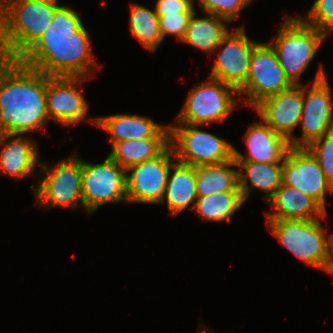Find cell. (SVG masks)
Listing matches in <instances>:
<instances>
[{
	"mask_svg": "<svg viewBox=\"0 0 333 333\" xmlns=\"http://www.w3.org/2000/svg\"><path fill=\"white\" fill-rule=\"evenodd\" d=\"M78 13L59 5L45 33L19 61L48 76L90 77L100 65Z\"/></svg>",
	"mask_w": 333,
	"mask_h": 333,
	"instance_id": "1",
	"label": "cell"
},
{
	"mask_svg": "<svg viewBox=\"0 0 333 333\" xmlns=\"http://www.w3.org/2000/svg\"><path fill=\"white\" fill-rule=\"evenodd\" d=\"M297 17L287 16L280 26L277 36L271 42L278 62L285 76L293 85L302 84L298 80L314 59L327 34L307 24Z\"/></svg>",
	"mask_w": 333,
	"mask_h": 333,
	"instance_id": "4",
	"label": "cell"
},
{
	"mask_svg": "<svg viewBox=\"0 0 333 333\" xmlns=\"http://www.w3.org/2000/svg\"><path fill=\"white\" fill-rule=\"evenodd\" d=\"M168 146L169 138L130 139L111 145L108 156L127 170L135 164L155 159Z\"/></svg>",
	"mask_w": 333,
	"mask_h": 333,
	"instance_id": "25",
	"label": "cell"
},
{
	"mask_svg": "<svg viewBox=\"0 0 333 333\" xmlns=\"http://www.w3.org/2000/svg\"><path fill=\"white\" fill-rule=\"evenodd\" d=\"M282 168L283 184L308 194L326 210L325 195L333 192V186L326 180L319 162L307 148L291 147Z\"/></svg>",
	"mask_w": 333,
	"mask_h": 333,
	"instance_id": "14",
	"label": "cell"
},
{
	"mask_svg": "<svg viewBox=\"0 0 333 333\" xmlns=\"http://www.w3.org/2000/svg\"><path fill=\"white\" fill-rule=\"evenodd\" d=\"M241 191H224L206 197H197L193 211L202 220L223 222L231 217L243 205Z\"/></svg>",
	"mask_w": 333,
	"mask_h": 333,
	"instance_id": "26",
	"label": "cell"
},
{
	"mask_svg": "<svg viewBox=\"0 0 333 333\" xmlns=\"http://www.w3.org/2000/svg\"><path fill=\"white\" fill-rule=\"evenodd\" d=\"M25 136L0 133V172L14 179L34 175L41 162L36 140Z\"/></svg>",
	"mask_w": 333,
	"mask_h": 333,
	"instance_id": "19",
	"label": "cell"
},
{
	"mask_svg": "<svg viewBox=\"0 0 333 333\" xmlns=\"http://www.w3.org/2000/svg\"><path fill=\"white\" fill-rule=\"evenodd\" d=\"M248 155L240 153L233 147L235 161H253L259 163H283L291 148L289 140L275 132L264 121L255 122L249 126L244 135Z\"/></svg>",
	"mask_w": 333,
	"mask_h": 333,
	"instance_id": "17",
	"label": "cell"
},
{
	"mask_svg": "<svg viewBox=\"0 0 333 333\" xmlns=\"http://www.w3.org/2000/svg\"><path fill=\"white\" fill-rule=\"evenodd\" d=\"M322 271H325L333 276V234L327 237L326 243V257Z\"/></svg>",
	"mask_w": 333,
	"mask_h": 333,
	"instance_id": "33",
	"label": "cell"
},
{
	"mask_svg": "<svg viewBox=\"0 0 333 333\" xmlns=\"http://www.w3.org/2000/svg\"><path fill=\"white\" fill-rule=\"evenodd\" d=\"M172 157L175 158V155L169 145L155 159L135 164L126 170L127 200L129 203H161L169 171L176 162L171 160Z\"/></svg>",
	"mask_w": 333,
	"mask_h": 333,
	"instance_id": "12",
	"label": "cell"
},
{
	"mask_svg": "<svg viewBox=\"0 0 333 333\" xmlns=\"http://www.w3.org/2000/svg\"><path fill=\"white\" fill-rule=\"evenodd\" d=\"M235 94L239 93L233 87L209 77L190 90L175 123L209 124V128L211 123L224 122L233 110H238Z\"/></svg>",
	"mask_w": 333,
	"mask_h": 333,
	"instance_id": "6",
	"label": "cell"
},
{
	"mask_svg": "<svg viewBox=\"0 0 333 333\" xmlns=\"http://www.w3.org/2000/svg\"><path fill=\"white\" fill-rule=\"evenodd\" d=\"M155 13L158 17L182 12H195L194 0H157Z\"/></svg>",
	"mask_w": 333,
	"mask_h": 333,
	"instance_id": "32",
	"label": "cell"
},
{
	"mask_svg": "<svg viewBox=\"0 0 333 333\" xmlns=\"http://www.w3.org/2000/svg\"><path fill=\"white\" fill-rule=\"evenodd\" d=\"M42 179L33 188L35 202L39 207L74 208L83 206L82 198V159L69 156L55 167H48L40 162ZM80 204V205H79Z\"/></svg>",
	"mask_w": 333,
	"mask_h": 333,
	"instance_id": "7",
	"label": "cell"
},
{
	"mask_svg": "<svg viewBox=\"0 0 333 333\" xmlns=\"http://www.w3.org/2000/svg\"><path fill=\"white\" fill-rule=\"evenodd\" d=\"M58 3L0 0V57L19 60L45 33Z\"/></svg>",
	"mask_w": 333,
	"mask_h": 333,
	"instance_id": "3",
	"label": "cell"
},
{
	"mask_svg": "<svg viewBox=\"0 0 333 333\" xmlns=\"http://www.w3.org/2000/svg\"><path fill=\"white\" fill-rule=\"evenodd\" d=\"M208 329H209V328H207V329L205 328L204 332L207 333V332H208ZM204 332H203V333H204ZM196 333H202V332L197 331Z\"/></svg>",
	"mask_w": 333,
	"mask_h": 333,
	"instance_id": "35",
	"label": "cell"
},
{
	"mask_svg": "<svg viewBox=\"0 0 333 333\" xmlns=\"http://www.w3.org/2000/svg\"><path fill=\"white\" fill-rule=\"evenodd\" d=\"M303 20L327 35L333 32V0H315Z\"/></svg>",
	"mask_w": 333,
	"mask_h": 333,
	"instance_id": "29",
	"label": "cell"
},
{
	"mask_svg": "<svg viewBox=\"0 0 333 333\" xmlns=\"http://www.w3.org/2000/svg\"><path fill=\"white\" fill-rule=\"evenodd\" d=\"M42 3H58V0H34Z\"/></svg>",
	"mask_w": 333,
	"mask_h": 333,
	"instance_id": "34",
	"label": "cell"
},
{
	"mask_svg": "<svg viewBox=\"0 0 333 333\" xmlns=\"http://www.w3.org/2000/svg\"><path fill=\"white\" fill-rule=\"evenodd\" d=\"M292 85L285 76L270 43L259 42L252 51L246 83L238 93L246 96L244 105L254 108L264 99Z\"/></svg>",
	"mask_w": 333,
	"mask_h": 333,
	"instance_id": "11",
	"label": "cell"
},
{
	"mask_svg": "<svg viewBox=\"0 0 333 333\" xmlns=\"http://www.w3.org/2000/svg\"><path fill=\"white\" fill-rule=\"evenodd\" d=\"M320 220H266V225L279 243L299 260L322 270L328 236Z\"/></svg>",
	"mask_w": 333,
	"mask_h": 333,
	"instance_id": "8",
	"label": "cell"
},
{
	"mask_svg": "<svg viewBox=\"0 0 333 333\" xmlns=\"http://www.w3.org/2000/svg\"><path fill=\"white\" fill-rule=\"evenodd\" d=\"M169 145L175 160L192 166L220 164L233 158V147L223 138L202 131V125L171 123Z\"/></svg>",
	"mask_w": 333,
	"mask_h": 333,
	"instance_id": "5",
	"label": "cell"
},
{
	"mask_svg": "<svg viewBox=\"0 0 333 333\" xmlns=\"http://www.w3.org/2000/svg\"><path fill=\"white\" fill-rule=\"evenodd\" d=\"M238 186L244 202L249 198L250 190L265 192L267 202L283 184L282 163H259L253 161H236ZM251 185H249V183Z\"/></svg>",
	"mask_w": 333,
	"mask_h": 333,
	"instance_id": "21",
	"label": "cell"
},
{
	"mask_svg": "<svg viewBox=\"0 0 333 333\" xmlns=\"http://www.w3.org/2000/svg\"><path fill=\"white\" fill-rule=\"evenodd\" d=\"M48 120L46 74L0 57V133L40 132Z\"/></svg>",
	"mask_w": 333,
	"mask_h": 333,
	"instance_id": "2",
	"label": "cell"
},
{
	"mask_svg": "<svg viewBox=\"0 0 333 333\" xmlns=\"http://www.w3.org/2000/svg\"><path fill=\"white\" fill-rule=\"evenodd\" d=\"M333 103L330 86L323 65L315 75L311 87L303 86V112L300 125L302 136L289 140L294 148H306L316 139L333 131Z\"/></svg>",
	"mask_w": 333,
	"mask_h": 333,
	"instance_id": "10",
	"label": "cell"
},
{
	"mask_svg": "<svg viewBox=\"0 0 333 333\" xmlns=\"http://www.w3.org/2000/svg\"><path fill=\"white\" fill-rule=\"evenodd\" d=\"M254 109L262 121L288 140L300 125L303 112V85H292L257 104Z\"/></svg>",
	"mask_w": 333,
	"mask_h": 333,
	"instance_id": "16",
	"label": "cell"
},
{
	"mask_svg": "<svg viewBox=\"0 0 333 333\" xmlns=\"http://www.w3.org/2000/svg\"><path fill=\"white\" fill-rule=\"evenodd\" d=\"M89 120L110 134L112 145L130 139L169 138V125H159L142 115L118 113Z\"/></svg>",
	"mask_w": 333,
	"mask_h": 333,
	"instance_id": "18",
	"label": "cell"
},
{
	"mask_svg": "<svg viewBox=\"0 0 333 333\" xmlns=\"http://www.w3.org/2000/svg\"><path fill=\"white\" fill-rule=\"evenodd\" d=\"M236 161L231 160L196 167L197 197H206L224 191H240L238 186V170Z\"/></svg>",
	"mask_w": 333,
	"mask_h": 333,
	"instance_id": "24",
	"label": "cell"
},
{
	"mask_svg": "<svg viewBox=\"0 0 333 333\" xmlns=\"http://www.w3.org/2000/svg\"><path fill=\"white\" fill-rule=\"evenodd\" d=\"M306 148L317 159L326 180L333 186V131L316 139Z\"/></svg>",
	"mask_w": 333,
	"mask_h": 333,
	"instance_id": "28",
	"label": "cell"
},
{
	"mask_svg": "<svg viewBox=\"0 0 333 333\" xmlns=\"http://www.w3.org/2000/svg\"><path fill=\"white\" fill-rule=\"evenodd\" d=\"M88 77L46 75V106L49 119L63 126L79 124L86 118L88 102L79 86Z\"/></svg>",
	"mask_w": 333,
	"mask_h": 333,
	"instance_id": "15",
	"label": "cell"
},
{
	"mask_svg": "<svg viewBox=\"0 0 333 333\" xmlns=\"http://www.w3.org/2000/svg\"><path fill=\"white\" fill-rule=\"evenodd\" d=\"M130 32L147 50L155 52L163 38L158 15L140 4H130Z\"/></svg>",
	"mask_w": 333,
	"mask_h": 333,
	"instance_id": "27",
	"label": "cell"
},
{
	"mask_svg": "<svg viewBox=\"0 0 333 333\" xmlns=\"http://www.w3.org/2000/svg\"><path fill=\"white\" fill-rule=\"evenodd\" d=\"M126 173V169L109 156L97 164L82 159V198L87 214L106 203H128Z\"/></svg>",
	"mask_w": 333,
	"mask_h": 333,
	"instance_id": "9",
	"label": "cell"
},
{
	"mask_svg": "<svg viewBox=\"0 0 333 333\" xmlns=\"http://www.w3.org/2000/svg\"><path fill=\"white\" fill-rule=\"evenodd\" d=\"M274 212H265L266 220H317L324 219L326 210L311 196L282 184L267 201Z\"/></svg>",
	"mask_w": 333,
	"mask_h": 333,
	"instance_id": "20",
	"label": "cell"
},
{
	"mask_svg": "<svg viewBox=\"0 0 333 333\" xmlns=\"http://www.w3.org/2000/svg\"><path fill=\"white\" fill-rule=\"evenodd\" d=\"M258 43L247 37L244 26L229 31L213 52L222 48L209 77L239 91L246 83L252 51Z\"/></svg>",
	"mask_w": 333,
	"mask_h": 333,
	"instance_id": "13",
	"label": "cell"
},
{
	"mask_svg": "<svg viewBox=\"0 0 333 333\" xmlns=\"http://www.w3.org/2000/svg\"><path fill=\"white\" fill-rule=\"evenodd\" d=\"M196 199V167L176 160L169 171L161 203L166 202L171 215L177 216L190 204L193 211Z\"/></svg>",
	"mask_w": 333,
	"mask_h": 333,
	"instance_id": "22",
	"label": "cell"
},
{
	"mask_svg": "<svg viewBox=\"0 0 333 333\" xmlns=\"http://www.w3.org/2000/svg\"><path fill=\"white\" fill-rule=\"evenodd\" d=\"M194 13L195 12H182L158 17L163 40L167 35H172L176 36L177 40L181 41Z\"/></svg>",
	"mask_w": 333,
	"mask_h": 333,
	"instance_id": "31",
	"label": "cell"
},
{
	"mask_svg": "<svg viewBox=\"0 0 333 333\" xmlns=\"http://www.w3.org/2000/svg\"><path fill=\"white\" fill-rule=\"evenodd\" d=\"M252 0H200L204 14H213L228 20L230 23L237 19L242 9Z\"/></svg>",
	"mask_w": 333,
	"mask_h": 333,
	"instance_id": "30",
	"label": "cell"
},
{
	"mask_svg": "<svg viewBox=\"0 0 333 333\" xmlns=\"http://www.w3.org/2000/svg\"><path fill=\"white\" fill-rule=\"evenodd\" d=\"M196 15H192L181 42L211 54L228 34L225 24L230 22L213 14L206 13L202 18Z\"/></svg>",
	"mask_w": 333,
	"mask_h": 333,
	"instance_id": "23",
	"label": "cell"
}]
</instances>
